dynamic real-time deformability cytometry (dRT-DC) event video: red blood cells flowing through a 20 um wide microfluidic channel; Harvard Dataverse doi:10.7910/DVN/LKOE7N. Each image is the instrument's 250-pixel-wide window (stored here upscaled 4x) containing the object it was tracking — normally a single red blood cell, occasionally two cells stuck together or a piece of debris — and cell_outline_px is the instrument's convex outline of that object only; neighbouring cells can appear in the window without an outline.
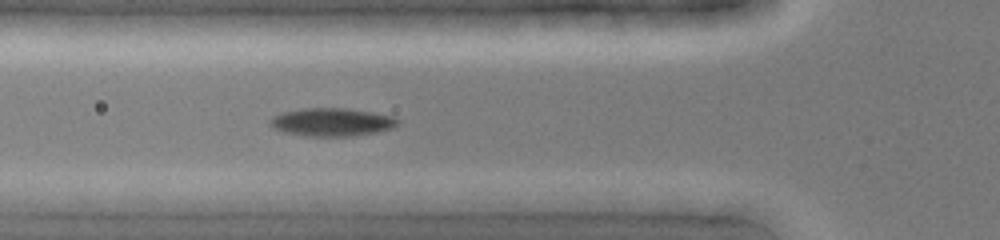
{"species": "common noctule bat (a hibernating species)", "species_latin": "Nyctalus noctula", "temperature_condition": "cold", "stored_images_in_passage": 9, "camera_frame_rate_fps": 3000, "um_per_image_px": 0.085, "animal": {"sex": "female", "body_mass_g": 19.0, "forearm_length_mm": 51.5}, "frame": {"image": 1, "passage_image": 7, "time_ms": 2.0, "image_size_px": [1000, 240], "cell_outline_px": [[400, 124], [392, 128], [376, 132], [352, 136], [312, 136], [284, 132], [272, 128], [268, 124], [268, 120], [272, 116], [280, 112], [304, 108], [344, 108], [372, 112], [392, 116], [400, 120]], "centroid_in_image_um": [28.17, 10.37], "position_along_channel_um": 97.6, "area_um2": 21.04}}